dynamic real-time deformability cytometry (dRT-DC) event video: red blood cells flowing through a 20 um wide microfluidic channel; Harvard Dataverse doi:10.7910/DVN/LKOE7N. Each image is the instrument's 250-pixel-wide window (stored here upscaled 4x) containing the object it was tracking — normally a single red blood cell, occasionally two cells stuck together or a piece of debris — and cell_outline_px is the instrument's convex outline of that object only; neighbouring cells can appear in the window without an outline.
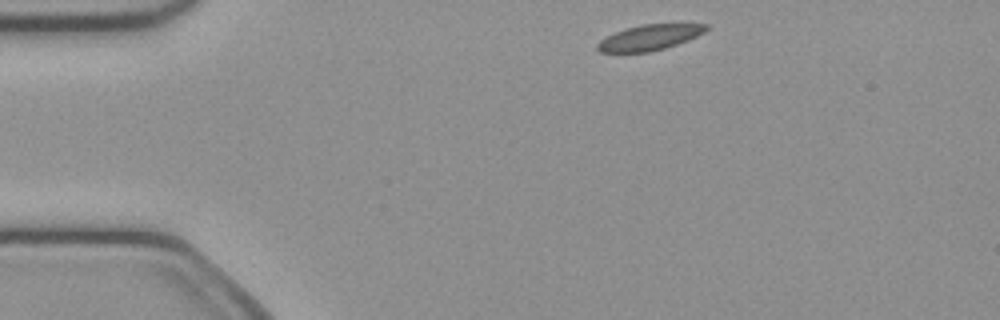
{"species": "common noctule bat (a hibernating species)", "species_latin": "Nyctalus noctula", "temperature_condition": "cold", "stored_images_in_passage": 43, "camera_frame_rate_fps": 3000, "um_per_image_px": 0.085, "animal": {"sex": "female", "body_mass_g": 21.9}, "frame": {"image": 1, "passage_image": 1, "time_ms": 0.0, "image_size_px": [1000, 320], "cell_outline_px": [[708, 28], [704, 32], [688, 40], [664, 48], [648, 52], [600, 52], [596, 48], [596, 44], [600, 40], [616, 32], [640, 24], [708, 24]], "centroid_in_image_um": [55.2, 3.18], "position_along_channel_um": 29.8, "area_um2": 15.9}}
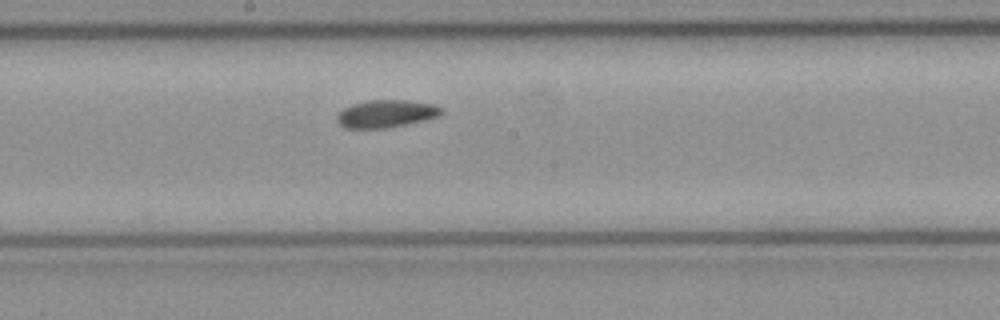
{"frame": {"image": 2, "passage_image": 19, "time_ms": 6.0, "image_size_px": [1000, 320], "cell_outline_px": [[444, 112], [440, 116], [424, 120], [384, 128], [344, 128], [336, 120], [336, 116], [344, 108], [352, 104], [368, 100], [404, 100], [432, 104], [444, 108]], "centroid_in_image_um": [32.83, 9.66], "position_along_channel_um": 215.4, "area_um2": 16.7}}
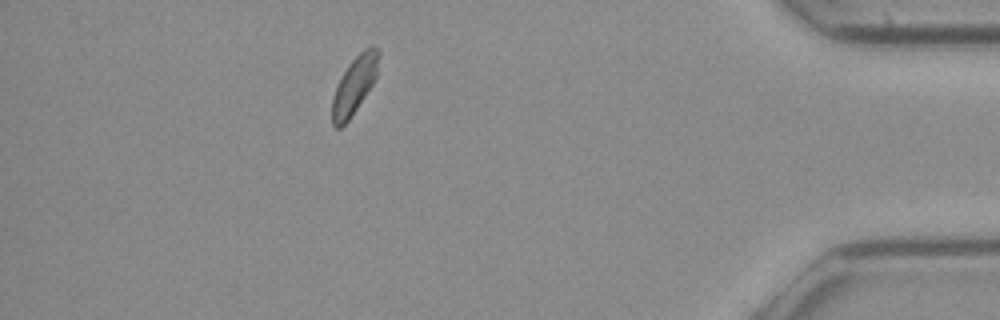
{"frame": {"image": 3, "passage_image": 37, "time_ms": 12.0, "image_size_px": [1000, 320], "cell_outline_px": [[380, 52], [376, 76], [372, 84], [348, 120], [340, 128], [336, 128], [332, 124], [332, 96], [336, 84], [348, 64], [364, 48], [372, 44], [380, 48]], "centroid_in_image_um": [30.12, 7.18], "position_along_channel_um": 405.1, "area_um2": 15.55}}